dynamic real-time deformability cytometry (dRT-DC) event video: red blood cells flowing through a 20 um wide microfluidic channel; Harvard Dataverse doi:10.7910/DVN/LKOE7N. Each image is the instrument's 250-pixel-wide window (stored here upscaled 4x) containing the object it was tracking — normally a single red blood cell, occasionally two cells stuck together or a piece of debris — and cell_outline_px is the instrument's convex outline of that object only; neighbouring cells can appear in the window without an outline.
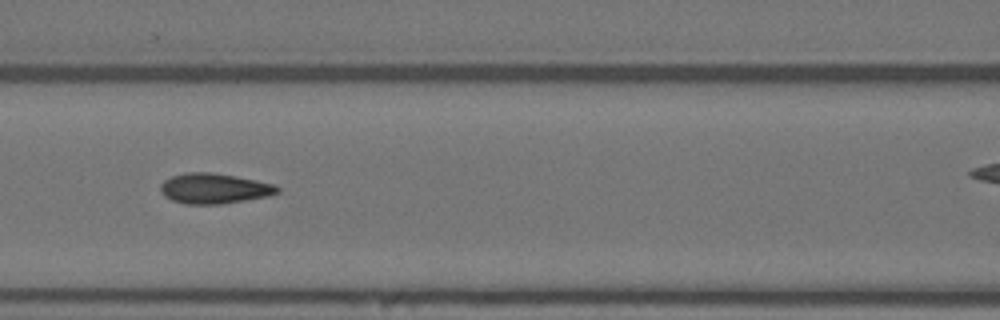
{"species": "Egyptian fruit bat (a non-hibernating species)", "species_latin": "Rousettus aegyptiacus", "temperature_condition": "warm", "stored_images_in_passage": 9, "camera_frame_rate_fps": 3000, "um_per_image_px": 0.085, "animal": {"sex": "female"}, "frame": {"image": 1, "passage_image": 6, "time_ms": 6.0, "image_size_px": [1000, 320], "cell_outline_px": [[280, 192], [268, 196], [220, 204], [184, 204], [172, 200], [164, 196], [160, 192], [160, 184], [164, 180], [172, 176], [188, 172], [212, 172], [236, 176], [276, 184], [280, 188]], "centroid_in_image_um": [18.2, 16.02], "position_along_channel_um": 148.4, "area_um2": 20.75}}
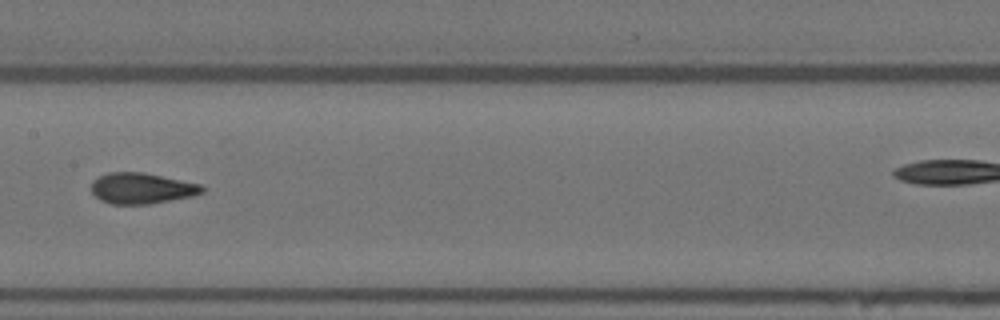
{"frame": {"image": 2, "passage_image": 7, "time_ms": 7.333, "image_size_px": [1000, 320], "cell_outline_px": [[204, 192], [192, 196], [148, 204], [112, 204], [100, 200], [92, 192], [92, 180], [108, 172], [144, 172], [200, 184], [204, 188]], "centroid_in_image_um": [12.03, 16.0], "position_along_channel_um": 195.4, "area_um2": 19.83}}
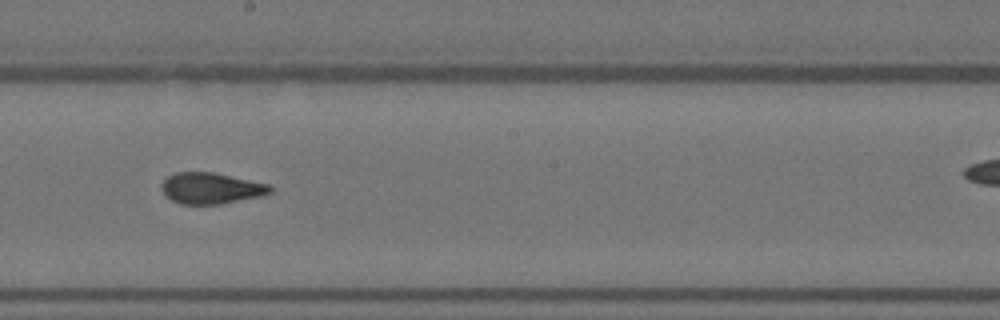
{"frame": {"image": 3, "passage_image": 8, "time_ms": 8.333, "image_size_px": [1000, 320], "cell_outline_px": [[272, 192], [264, 196], [220, 204], [180, 204], [164, 196], [160, 188], [160, 184], [168, 176], [176, 172], [212, 172], [268, 184], [272, 188]], "centroid_in_image_um": [17.91, 16.01], "position_along_channel_um": 230.3, "area_um2": 19.83}}